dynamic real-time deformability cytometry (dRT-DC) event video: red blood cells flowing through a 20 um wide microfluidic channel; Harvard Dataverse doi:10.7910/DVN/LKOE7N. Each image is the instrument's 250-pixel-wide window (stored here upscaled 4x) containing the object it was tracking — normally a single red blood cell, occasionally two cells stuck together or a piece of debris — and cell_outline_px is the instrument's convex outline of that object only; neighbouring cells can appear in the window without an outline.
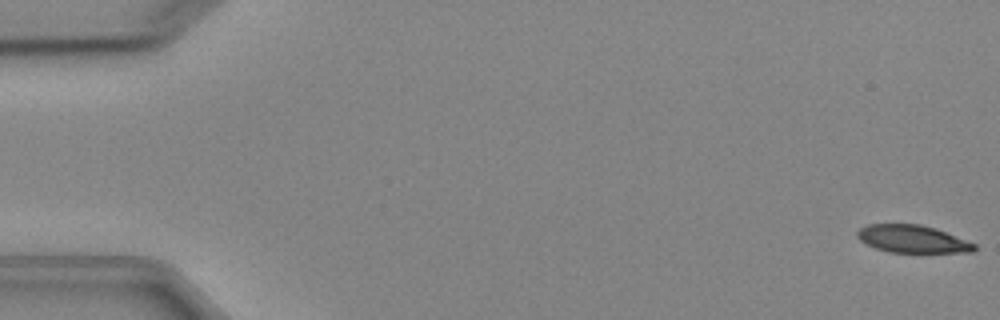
{"species": "Egyptian fruit bat (a non-hibernating species)", "species_latin": "Rousettus aegyptiacus", "temperature_condition": "cold", "stored_images_in_passage": 6, "camera_frame_rate_fps": 3000, "um_per_image_px": 0.085, "animal": {"sex": "female"}, "frame": {"image": 1, "passage_image": 1, "time_ms": 0.0, "image_size_px": [1000, 320], "cell_outline_px": [[976, 248], [972, 252], [888, 252], [876, 248], [860, 240], [856, 236], [856, 232], [860, 228], [868, 224], [920, 224], [936, 228], [976, 244]], "centroid_in_image_um": [77.55, 20.3], "position_along_channel_um": 7.5, "area_um2": 18.73}}